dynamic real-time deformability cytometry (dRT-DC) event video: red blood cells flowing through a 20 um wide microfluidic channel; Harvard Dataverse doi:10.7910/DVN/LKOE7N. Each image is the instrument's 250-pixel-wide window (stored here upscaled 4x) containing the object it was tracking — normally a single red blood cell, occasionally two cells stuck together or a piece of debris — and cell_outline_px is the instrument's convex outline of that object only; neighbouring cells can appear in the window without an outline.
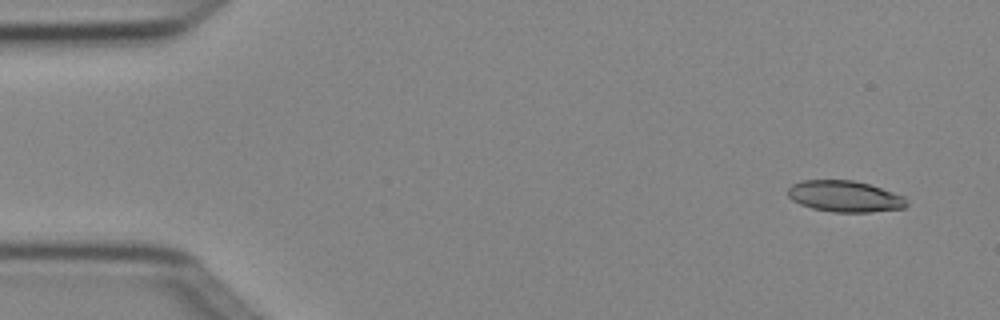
{"species": "Egyptian fruit bat (a non-hibernating species)", "species_latin": "Rousettus aegyptiacus", "temperature_condition": "cold", "stored_images_in_passage": 5, "camera_frame_rate_fps": 3000, "um_per_image_px": 0.085, "animal": {"sex": "female"}, "frame": {"image": 1, "passage_image": 1, "time_ms": 0.0, "image_size_px": [1000, 320], "cell_outline_px": [[908, 204], [904, 208], [872, 212], [832, 212], [812, 208], [800, 204], [792, 200], [788, 196], [788, 188], [792, 184], [800, 180], [852, 180], [868, 184], [904, 196], [908, 200]], "centroid_in_image_um": [71.8, 16.69], "position_along_channel_um": 13.2, "area_um2": 21.68}}